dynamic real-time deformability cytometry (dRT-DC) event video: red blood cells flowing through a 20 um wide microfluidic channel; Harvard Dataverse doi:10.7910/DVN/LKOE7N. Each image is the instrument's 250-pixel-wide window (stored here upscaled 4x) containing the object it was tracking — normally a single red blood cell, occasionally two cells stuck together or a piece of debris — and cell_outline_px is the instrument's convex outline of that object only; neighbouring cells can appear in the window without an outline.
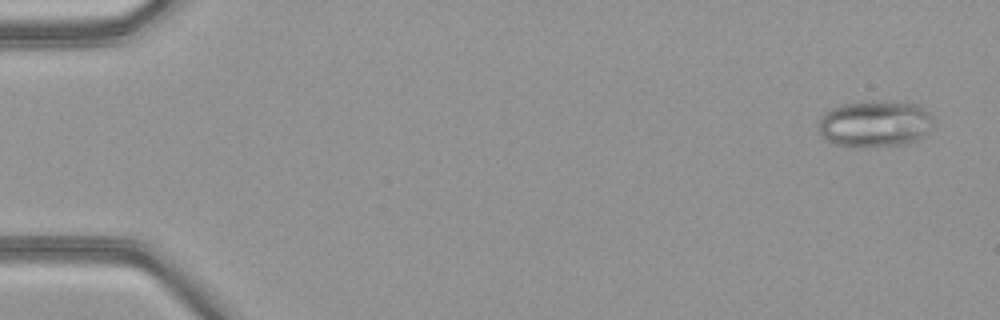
{"species": "common noctule bat (a hibernating species)", "species_latin": "Nyctalus noctula", "temperature_condition": "warm", "stored_images_in_passage": 51, "camera_frame_rate_fps": 3000, "um_per_image_px": 0.085, "animal": {"sex": "female", "body_mass_g": 21.9}, "frame": {"image": 1, "passage_image": 3, "time_ms": 0.667, "image_size_px": [1000, 320], "cell_outline_px": [[932, 128], [924, 136], [916, 140], [904, 144], [856, 148], [836, 144], [828, 140], [820, 132], [816, 124], [820, 116], [824, 112], [840, 104], [880, 100], [916, 104], [928, 112], [932, 116]], "centroid_in_image_um": [74.34, 10.52], "position_along_channel_um": 10.7, "area_um2": 31.5}}
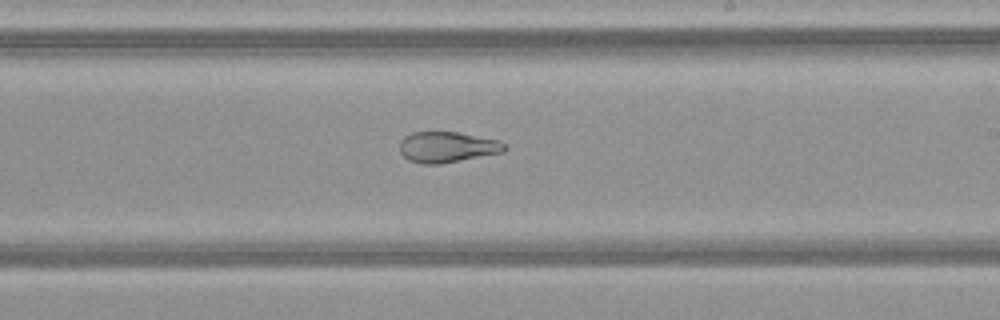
{"frame": {"image": 2, "passage_image": 31, "time_ms": 10.0, "image_size_px": [1000, 320], "cell_outline_px": [[508, 148], [504, 152], [440, 164], [420, 164], [408, 160], [400, 152], [400, 140], [404, 136], [412, 132], [456, 132], [500, 140]], "centroid_in_image_um": [38.0, 12.5], "position_along_channel_um": 251.0, "area_um2": 18.9}}
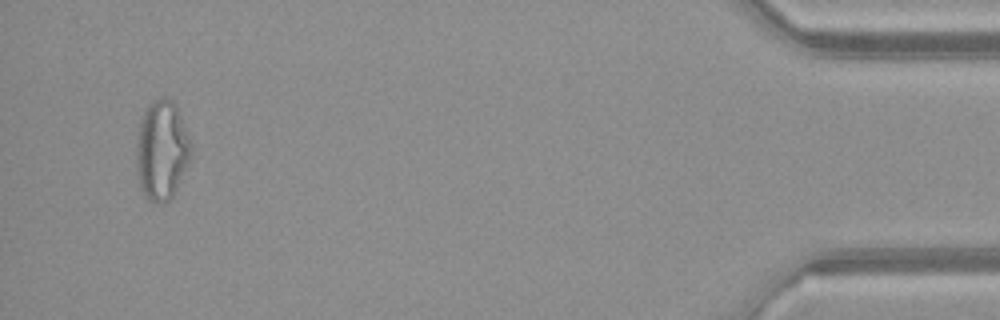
{"frame": {"image": 3, "passage_image": 49, "time_ms": 16.0, "image_size_px": [1000, 320], "cell_outline_px": [[192, 148], [188, 160], [176, 188], [172, 196], [164, 204], [156, 204], [148, 200], [144, 196], [140, 188], [136, 164], [136, 136], [140, 120], [148, 104], [164, 96], [168, 96], [176, 104], [192, 144]], "centroid_in_image_um": [13.72, 12.76], "position_along_channel_um": 421.5, "area_um2": 31.85}, "authors_computed_cell_mechanics": {"area_um2": 26.4146, "velocity_mm_per_s": 4.146, "shape_relaxation_time_tau1_ms": null, "shape_relaxation_time_tau2_ms": 1.7389, "deformation_change_tau1": null, "deformation_change_tau2": 0.0915}}